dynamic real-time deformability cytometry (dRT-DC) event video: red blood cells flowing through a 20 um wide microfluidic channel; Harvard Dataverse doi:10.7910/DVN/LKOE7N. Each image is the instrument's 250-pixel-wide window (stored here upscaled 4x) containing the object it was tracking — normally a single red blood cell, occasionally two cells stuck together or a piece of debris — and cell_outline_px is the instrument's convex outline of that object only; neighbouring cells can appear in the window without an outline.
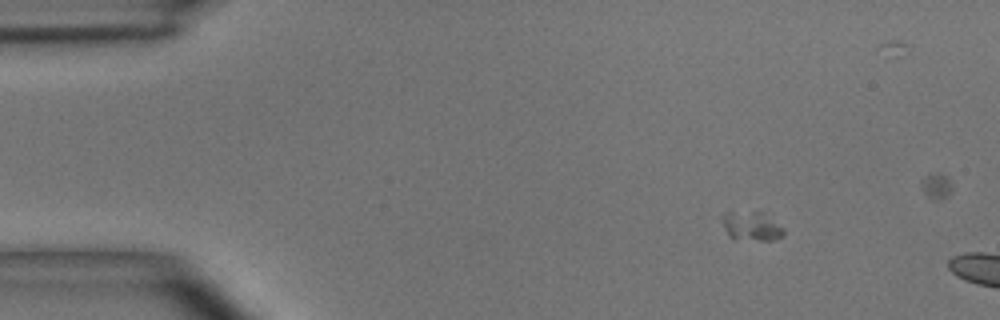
{"species": "common noctule bat (a hibernating species)", "species_latin": "Nyctalus noctula", "temperature_condition": "room temperature", "stored_images_in_passage": 11, "camera_frame_rate_fps": 3000, "um_per_image_px": 0.085, "animal": {"sex": "male", "body_mass_g": 15.6}, "frame": {"image": 1, "passage_image": 7, "time_ms": 2.0, "image_size_px": [1000, 320], "cell_outline_px": [[784, 236], [776, 240], [736, 240], [728, 236], [724, 228], [720, 216], [724, 212], [760, 212], [784, 228]], "centroid_in_image_um": [63.83, 19.25], "position_along_channel_um": 21.2, "area_um2": 10.52}}